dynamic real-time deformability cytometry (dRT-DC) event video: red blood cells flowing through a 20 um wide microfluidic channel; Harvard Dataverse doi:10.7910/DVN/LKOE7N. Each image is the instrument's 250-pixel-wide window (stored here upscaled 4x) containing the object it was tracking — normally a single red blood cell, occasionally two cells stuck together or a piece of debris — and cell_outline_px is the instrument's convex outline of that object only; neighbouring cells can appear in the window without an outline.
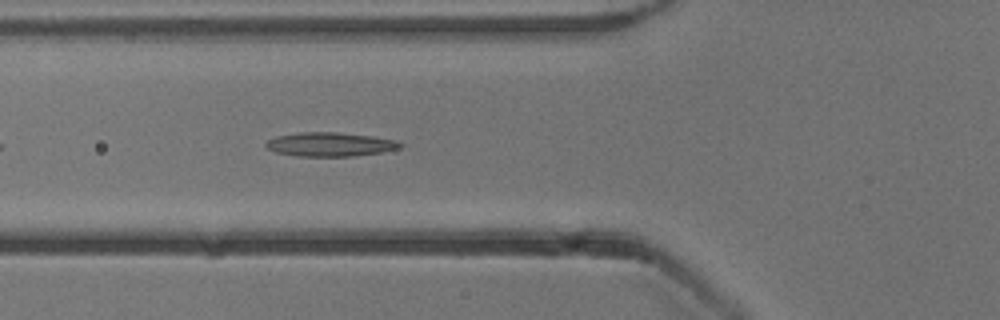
{"species": "common noctule bat (a hibernating species)", "species_latin": "Nyctalus noctula", "temperature_condition": "cold", "stored_images_in_passage": 41, "camera_frame_rate_fps": 3000, "um_per_image_px": 0.085, "animal": {"sex": "male", "body_mass_g": 13.3}, "frame": {"image": 1, "passage_image": 7, "time_ms": 2.0, "image_size_px": [1000, 320], "cell_outline_px": [[404, 144], [400, 148], [380, 152], [352, 156], [296, 156], [276, 152], [268, 148], [264, 144], [268, 140], [276, 136], [300, 132], [340, 132], [372, 136], [400, 140]], "centroid_in_image_um": [28.09, 12.26], "position_along_channel_um": 97.7, "area_um2": 18.84}}
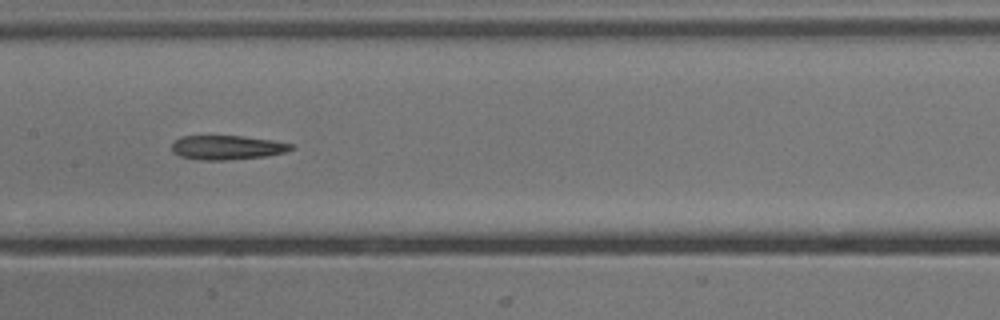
{"frame": {"image": 2, "passage_image": 14, "time_ms": 4.333, "image_size_px": [1000, 320], "cell_outline_px": [[296, 148], [284, 152], [268, 156], [224, 160], [200, 160], [180, 156], [172, 152], [172, 144], [176, 140], [184, 136], [244, 136], [272, 140], [296, 144]], "centroid_in_image_um": [19.36, 12.54], "position_along_channel_um": 188.0, "area_um2": 16.94}}
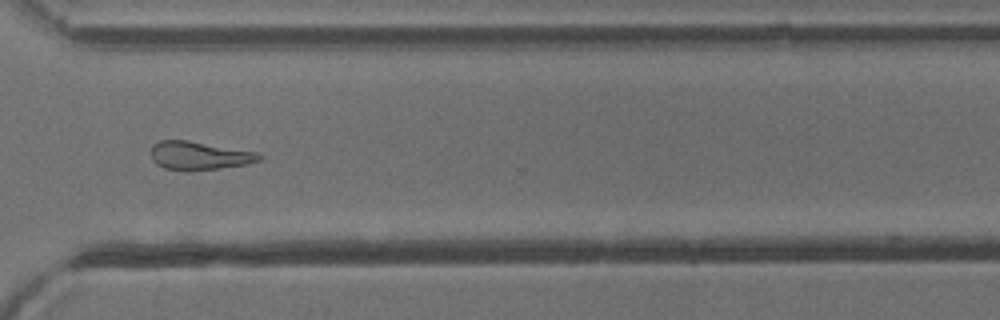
{"frame": {"image": 3, "passage_image": 27, "time_ms": 8.667, "image_size_px": [1000, 320], "cell_outline_px": [[264, 156], [260, 160], [244, 164], [220, 168], [164, 168], [156, 164], [152, 160], [148, 152], [152, 144], [160, 140], [188, 140], [260, 152]], "centroid_in_image_um": [16.92, 13.17], "position_along_channel_um": 353.7, "area_um2": 17.63}}